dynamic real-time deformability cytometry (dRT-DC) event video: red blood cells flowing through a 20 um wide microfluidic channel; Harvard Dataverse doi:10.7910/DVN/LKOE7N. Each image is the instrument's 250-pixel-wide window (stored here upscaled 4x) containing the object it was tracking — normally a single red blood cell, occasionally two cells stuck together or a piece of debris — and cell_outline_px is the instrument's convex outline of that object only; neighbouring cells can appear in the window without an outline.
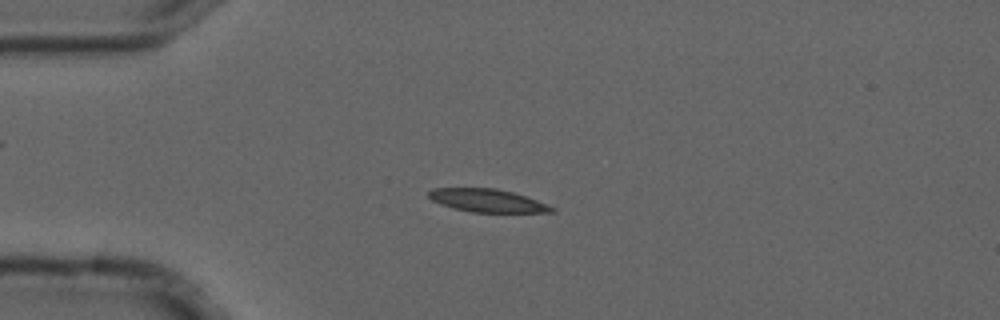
{"species": "common noctule bat (a hibernating species)", "species_latin": "Nyctalus noctula", "temperature_condition": "cold", "stored_images_in_passage": 6, "camera_frame_rate_fps": 3000, "um_per_image_px": 0.085, "animal": {"sex": "male", "forearm_length_mm": 52.5}, "frame": {"image": 1, "passage_image": 4, "time_ms": 1.0, "image_size_px": [1000, 320], "cell_outline_px": [[556, 212], [472, 212], [452, 208], [440, 204], [432, 200], [428, 196], [428, 192], [432, 188], [496, 188], [512, 192], [536, 200], [556, 208]], "centroid_in_image_um": [41.39, 17.05], "position_along_channel_um": 43.6, "area_um2": 16.42}}
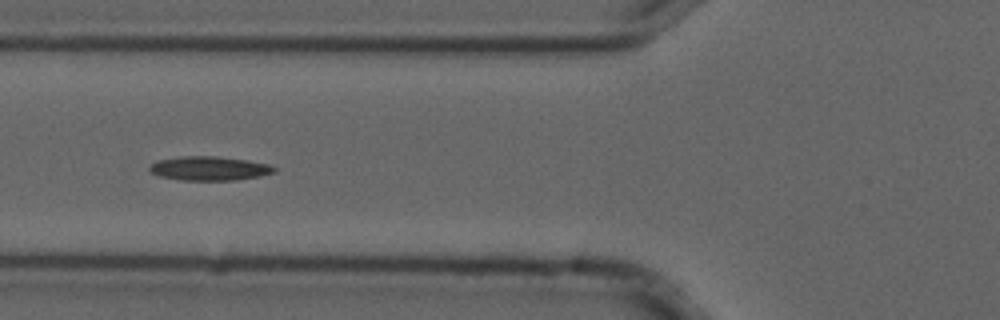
{"frame": {"image": 2, "passage_image": 6, "time_ms": 1.667, "image_size_px": [1000, 320], "cell_outline_px": [[276, 172], [260, 176], [236, 180], [180, 180], [160, 176], [152, 172], [148, 168], [156, 160], [180, 156], [216, 156], [248, 160], [272, 164], [276, 168]], "centroid_in_image_um": [17.83, 14.31], "position_along_channel_um": 108.0, "area_um2": 17.63}}